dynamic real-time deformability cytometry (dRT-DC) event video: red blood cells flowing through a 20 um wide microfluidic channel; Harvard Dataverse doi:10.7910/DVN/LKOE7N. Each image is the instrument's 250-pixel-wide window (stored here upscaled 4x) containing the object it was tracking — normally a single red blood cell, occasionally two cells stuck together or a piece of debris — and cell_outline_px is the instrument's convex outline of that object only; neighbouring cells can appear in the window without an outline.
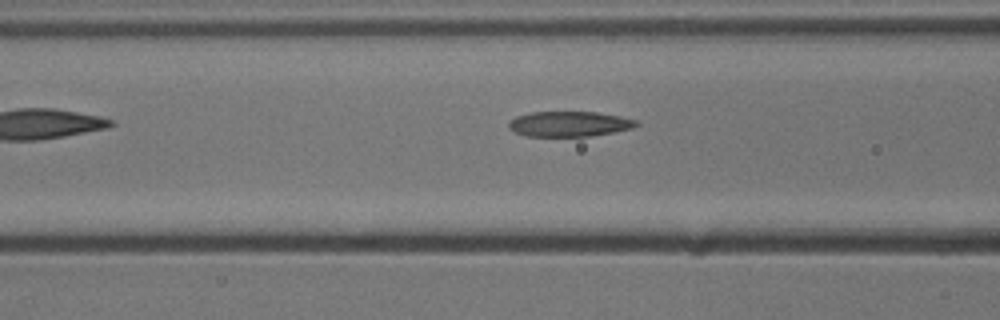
{"species": "common noctule bat (a hibernating species)", "species_latin": "Nyctalus noctula", "temperature_condition": "cold", "stored_images_in_passage": 5, "camera_frame_rate_fps": 3000, "um_per_image_px": 0.085, "animal": {"sex": "male", "body_mass_g": 13.3}, "frame": {"image": 1, "passage_image": 4, "time_ms": 1.0, "image_size_px": [1000, 320], "cell_outline_px": [[640, 124], [632, 128], [612, 132], [588, 136], [528, 136], [516, 132], [508, 128], [508, 120], [516, 116], [532, 112], [596, 112], [620, 116], [636, 120]], "centroid_in_image_um": [48.36, 10.53], "position_along_channel_um": 118.2, "area_um2": 18.67}}
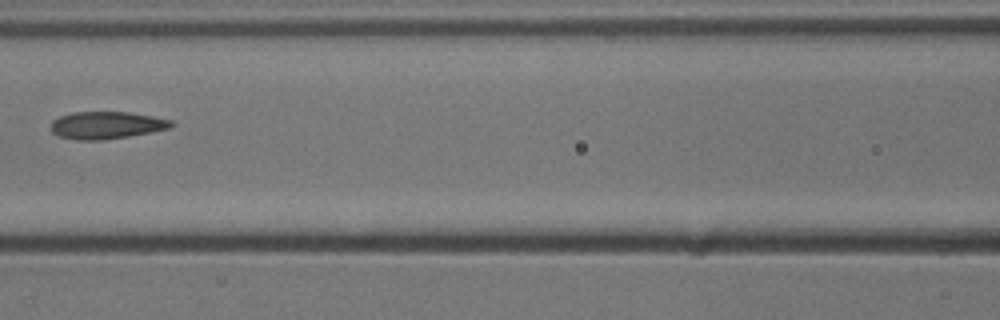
{"frame": {"image": 2, "passage_image": 5, "time_ms": 1.333, "image_size_px": [1000, 320], "cell_outline_px": [[176, 124], [172, 128], [152, 132], [104, 140], [76, 140], [56, 136], [52, 132], [52, 120], [60, 116], [72, 112], [128, 112], [152, 116], [172, 120]], "centroid_in_image_um": [9.07, 10.65], "position_along_channel_um": 157.5, "area_um2": 19.36}}